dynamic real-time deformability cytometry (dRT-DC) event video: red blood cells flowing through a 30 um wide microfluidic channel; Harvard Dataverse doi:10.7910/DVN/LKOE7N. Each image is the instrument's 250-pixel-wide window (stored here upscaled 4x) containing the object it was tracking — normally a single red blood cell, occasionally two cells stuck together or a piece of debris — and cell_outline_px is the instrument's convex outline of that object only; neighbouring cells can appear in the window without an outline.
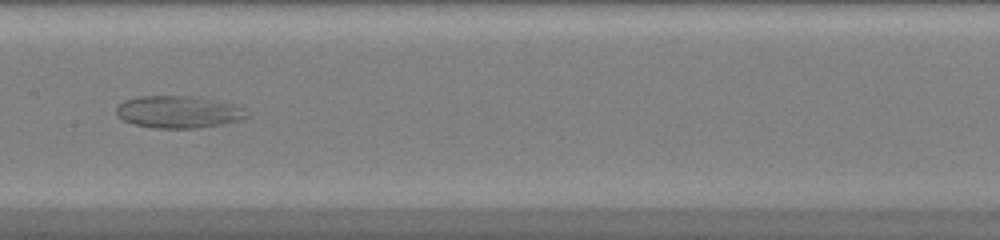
{"species": "common noctule bat (a hibernating species)", "species_latin": "Nyctalus noctula", "temperature_condition": "warm", "stored_images_in_passage": 34, "camera_frame_rate_fps": 3000, "um_per_image_px": 0.085, "animal": {"sex": "female", "body_mass_g": 20.0, "forearm_length_mm": 54.0}, "frame": {"image": 1, "passage_image": 10, "time_ms": 3.0, "image_size_px": [1000, 240], "cell_outline_px": [[248, 116], [240, 120], [200, 128], [156, 128], [132, 124], [124, 120], [116, 112], [116, 108], [124, 100], [136, 96], [192, 96], [232, 104], [244, 108]], "centroid_in_image_um": [15.14, 9.51], "position_along_channel_um": 192.3, "area_um2": 24.28}}
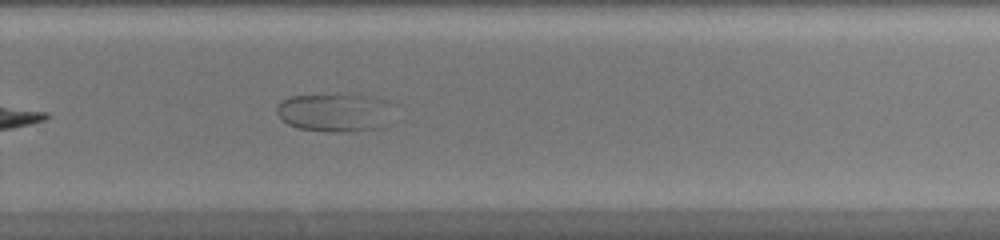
{"frame": {"image": 2, "passage_image": 18, "time_ms": 5.667, "image_size_px": [1000, 240], "cell_outline_px": [[400, 120], [384, 128], [348, 132], [332, 132], [296, 128], [288, 124], [276, 112], [276, 108], [284, 100], [292, 96], [372, 96], [388, 100], [396, 104]], "centroid_in_image_um": [28.75, 9.61], "position_along_channel_um": 301.0, "area_um2": 27.11}}
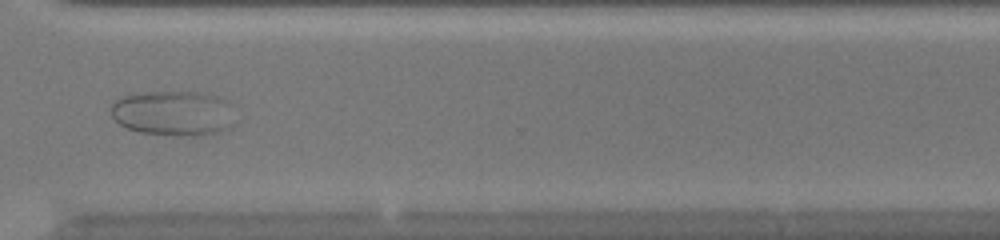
{"frame": {"image": 3, "passage_image": 22, "time_ms": 7.0, "image_size_px": [1000, 240], "cell_outline_px": [[232, 128], [216, 132], [192, 136], [180, 136], [140, 132], [128, 128], [120, 124], [112, 116], [112, 104], [116, 100], [124, 96], [148, 92], [192, 92], [216, 96], [228, 100], [232, 104]], "centroid_in_image_um": [14.76, 9.63], "position_along_channel_um": 355.8, "area_um2": 32.37}}